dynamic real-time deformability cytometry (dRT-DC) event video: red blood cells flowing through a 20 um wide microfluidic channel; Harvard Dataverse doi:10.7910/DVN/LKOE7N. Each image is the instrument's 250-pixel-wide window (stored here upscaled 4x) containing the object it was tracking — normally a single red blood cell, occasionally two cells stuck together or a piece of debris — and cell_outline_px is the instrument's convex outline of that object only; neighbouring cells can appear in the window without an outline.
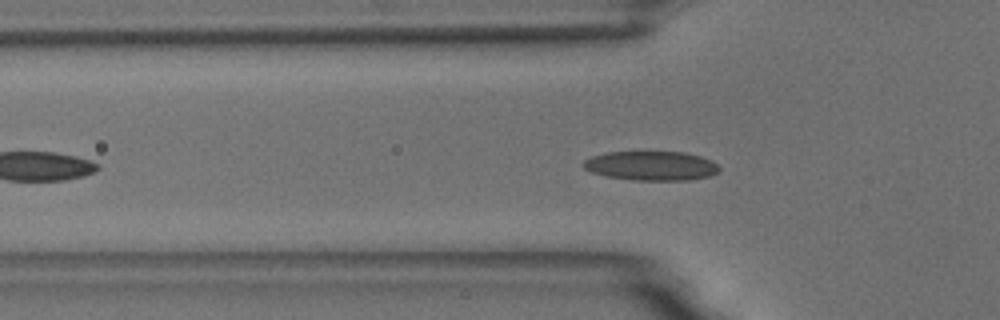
{"species": "common noctule bat (a hibernating species)", "species_latin": "Nyctalus noctula", "temperature_condition": "room temperature", "stored_images_in_passage": 44, "camera_frame_rate_fps": 3000, "um_per_image_px": 0.085, "animal": {"sex": "male", "body_mass_g": 18.8}, "frame": {"image": 1, "passage_image": 10, "time_ms": 3.0, "image_size_px": [1000, 320], "cell_outline_px": [[720, 168], [716, 172], [708, 176], [688, 180], [632, 180], [604, 176], [592, 172], [584, 168], [580, 164], [584, 160], [592, 156], [608, 152], [684, 152], [700, 156], [712, 160]], "centroid_in_image_um": [55.31, 14.09], "position_along_channel_um": 70.5, "area_um2": 23.18}}
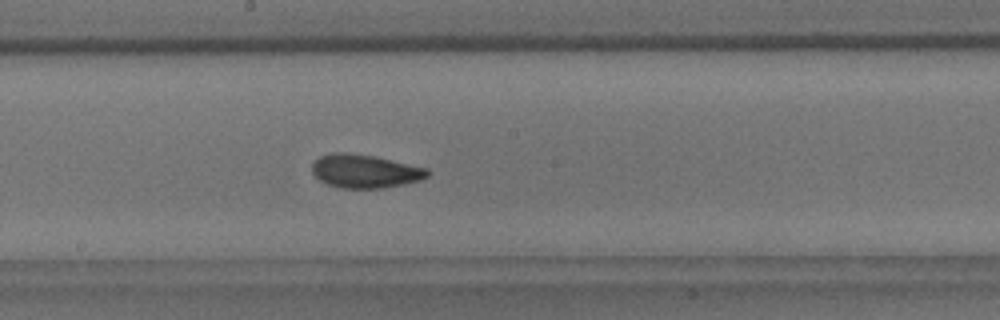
{"frame": {"image": 2, "passage_image": 22, "time_ms": 7.0, "image_size_px": [1000, 320], "cell_outline_px": [[428, 176], [420, 180], [404, 184], [380, 188], [340, 188], [328, 184], [320, 180], [312, 172], [312, 164], [320, 156], [336, 152], [344, 152], [372, 156], [428, 168]], "centroid_in_image_um": [31.01, 14.55], "position_along_channel_um": 217.2, "area_um2": 22.2}}
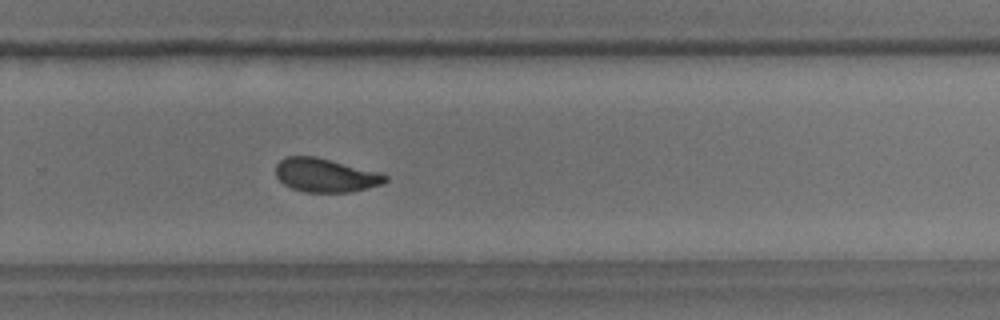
{"frame": {"image": 3, "passage_image": 29, "time_ms": 9.333, "image_size_px": [1000, 320], "cell_outline_px": [[388, 180], [384, 184], [352, 192], [304, 192], [292, 188], [284, 184], [276, 176], [276, 164], [284, 156], [316, 156], [380, 172], [388, 176]], "centroid_in_image_um": [27.69, 14.89], "position_along_channel_um": 302.1, "area_um2": 21.73}, "authors_computed_cell_mechanics": {"area_um2": 22.0507, "velocity_mm_per_s": 3.6535, "shape_relaxation_time_tau1_ms": 6.8679, "shape_relaxation_time_tau2_ms": 1.5086, "deformation_change_tau1": 0.1589, "deformation_change_tau2": 0.0742}}